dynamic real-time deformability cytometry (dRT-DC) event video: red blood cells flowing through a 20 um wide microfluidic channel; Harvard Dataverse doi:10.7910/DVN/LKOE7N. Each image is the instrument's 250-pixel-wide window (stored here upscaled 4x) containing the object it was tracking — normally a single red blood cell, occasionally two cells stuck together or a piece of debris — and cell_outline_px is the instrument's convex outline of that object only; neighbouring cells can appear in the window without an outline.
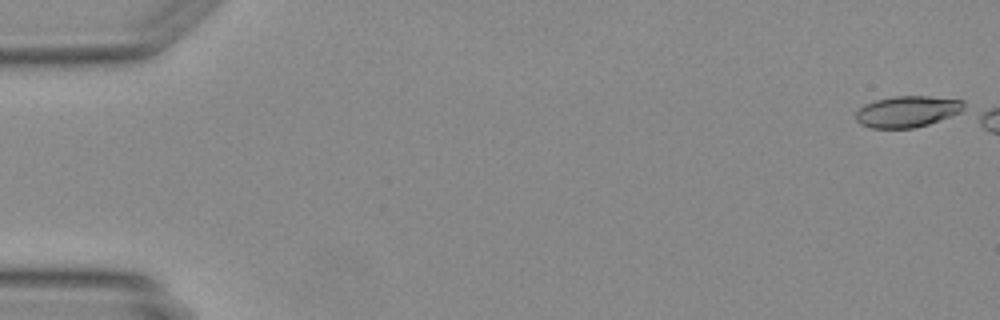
{"species": "Egyptian fruit bat (a non-hibernating species)", "species_latin": "Rousettus aegyptiacus", "temperature_condition": "warm", "stored_images_in_passage": 5, "camera_frame_rate_fps": 3000, "um_per_image_px": 0.085, "animal": {"sex": "female"}, "frame": {"image": 1, "passage_image": 1, "time_ms": 0.0, "image_size_px": [1000, 320], "cell_outline_px": [[964, 108], [960, 112], [928, 124], [912, 128], [872, 128], [860, 124], [856, 120], [856, 112], [864, 104], [876, 100], [896, 96], [928, 96], [964, 100]], "centroid_in_image_um": [77.1, 9.47], "position_along_channel_um": 7.9, "area_um2": 19.54}}